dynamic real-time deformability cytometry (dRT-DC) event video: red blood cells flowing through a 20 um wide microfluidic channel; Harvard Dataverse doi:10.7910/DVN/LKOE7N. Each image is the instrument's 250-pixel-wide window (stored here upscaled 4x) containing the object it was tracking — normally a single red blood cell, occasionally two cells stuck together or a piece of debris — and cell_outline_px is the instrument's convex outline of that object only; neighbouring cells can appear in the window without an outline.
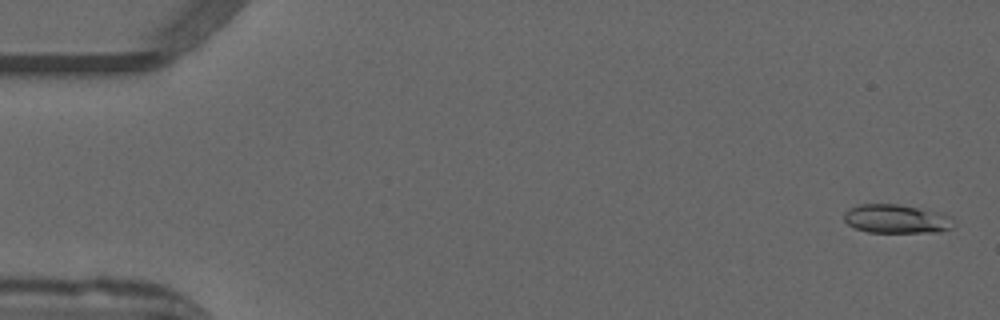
{"species": "common noctule bat (a hibernating species)", "species_latin": "Nyctalus noctula", "temperature_condition": "warm", "stored_images_in_passage": 51, "camera_frame_rate_fps": 3000, "um_per_image_px": 0.085, "animal": {"sex": "male", "forearm_length_mm": 52.5}, "frame": {"image": 1, "passage_image": 1, "time_ms": 0.0, "image_size_px": [1000, 320], "cell_outline_px": [[956, 220], [952, 228], [940, 232], [868, 232], [856, 228], [848, 224], [844, 220], [844, 212], [848, 208], [860, 204], [900, 204], [944, 212], [952, 216]], "centroid_in_image_um": [76.27, 18.59], "position_along_channel_um": 8.7, "area_um2": 18.84}}
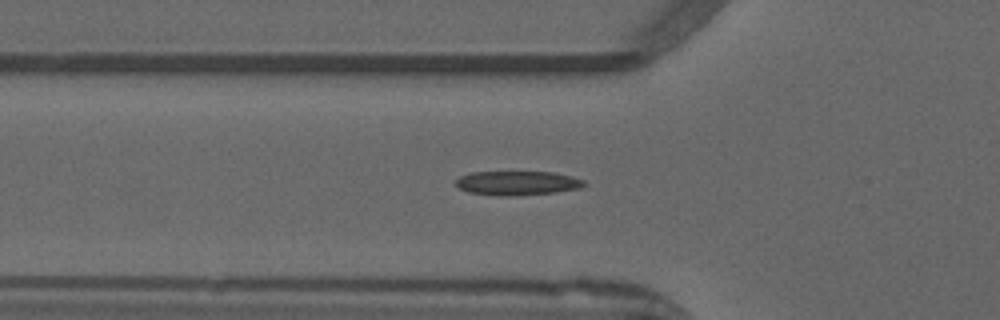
{"frame": {"image": 2, "passage_image": 17, "time_ms": 5.333, "image_size_px": [1000, 320], "cell_outline_px": [[588, 184], [580, 188], [556, 192], [512, 196], [496, 196], [468, 192], [460, 188], [456, 184], [456, 180], [460, 176], [468, 172], [552, 172], [572, 176], [584, 180]], "centroid_in_image_um": [43.98, 15.56], "position_along_channel_um": 81.8, "area_um2": 18.21}}
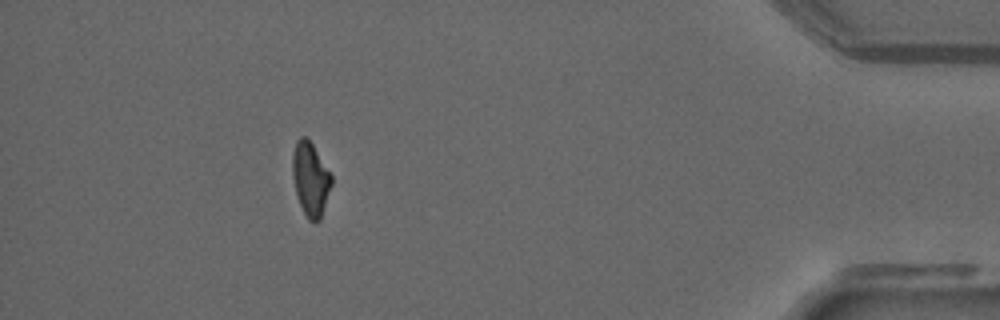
{"frame": {"image": 3, "passage_image": 46, "time_ms": 15.0, "image_size_px": [1000, 320], "cell_outline_px": [[332, 184], [320, 220], [308, 220], [296, 196], [292, 176], [292, 156], [296, 140], [300, 136], [304, 136], [312, 144], [332, 176]], "centroid_in_image_um": [26.37, 15.21], "position_along_channel_um": 408.8, "area_um2": 16.59}}